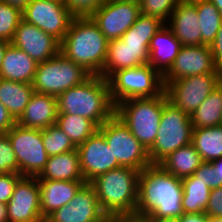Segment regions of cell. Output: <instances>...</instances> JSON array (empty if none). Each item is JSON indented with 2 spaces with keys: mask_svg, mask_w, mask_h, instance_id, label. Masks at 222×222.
Here are the masks:
<instances>
[{
  "mask_svg": "<svg viewBox=\"0 0 222 222\" xmlns=\"http://www.w3.org/2000/svg\"><path fill=\"white\" fill-rule=\"evenodd\" d=\"M103 213L94 188L85 183L67 205L53 211L44 222H91Z\"/></svg>",
  "mask_w": 222,
  "mask_h": 222,
  "instance_id": "cell-19",
  "label": "cell"
},
{
  "mask_svg": "<svg viewBox=\"0 0 222 222\" xmlns=\"http://www.w3.org/2000/svg\"><path fill=\"white\" fill-rule=\"evenodd\" d=\"M57 113L55 96L34 92L16 123L22 127L42 130L56 124Z\"/></svg>",
  "mask_w": 222,
  "mask_h": 222,
  "instance_id": "cell-21",
  "label": "cell"
},
{
  "mask_svg": "<svg viewBox=\"0 0 222 222\" xmlns=\"http://www.w3.org/2000/svg\"><path fill=\"white\" fill-rule=\"evenodd\" d=\"M16 154L18 173L37 177L48 161L41 130L26 128L17 123L6 133Z\"/></svg>",
  "mask_w": 222,
  "mask_h": 222,
  "instance_id": "cell-12",
  "label": "cell"
},
{
  "mask_svg": "<svg viewBox=\"0 0 222 222\" xmlns=\"http://www.w3.org/2000/svg\"><path fill=\"white\" fill-rule=\"evenodd\" d=\"M57 114L80 115L98 128L115 114L108 79L91 75L57 97Z\"/></svg>",
  "mask_w": 222,
  "mask_h": 222,
  "instance_id": "cell-3",
  "label": "cell"
},
{
  "mask_svg": "<svg viewBox=\"0 0 222 222\" xmlns=\"http://www.w3.org/2000/svg\"><path fill=\"white\" fill-rule=\"evenodd\" d=\"M205 214L209 218H222V187L212 188Z\"/></svg>",
  "mask_w": 222,
  "mask_h": 222,
  "instance_id": "cell-40",
  "label": "cell"
},
{
  "mask_svg": "<svg viewBox=\"0 0 222 222\" xmlns=\"http://www.w3.org/2000/svg\"><path fill=\"white\" fill-rule=\"evenodd\" d=\"M183 185L180 178L151 164L139 172L136 217L179 218L182 209Z\"/></svg>",
  "mask_w": 222,
  "mask_h": 222,
  "instance_id": "cell-1",
  "label": "cell"
},
{
  "mask_svg": "<svg viewBox=\"0 0 222 222\" xmlns=\"http://www.w3.org/2000/svg\"><path fill=\"white\" fill-rule=\"evenodd\" d=\"M180 0H141L140 13L156 17L165 24Z\"/></svg>",
  "mask_w": 222,
  "mask_h": 222,
  "instance_id": "cell-35",
  "label": "cell"
},
{
  "mask_svg": "<svg viewBox=\"0 0 222 222\" xmlns=\"http://www.w3.org/2000/svg\"><path fill=\"white\" fill-rule=\"evenodd\" d=\"M2 1L23 11L31 0H2Z\"/></svg>",
  "mask_w": 222,
  "mask_h": 222,
  "instance_id": "cell-45",
  "label": "cell"
},
{
  "mask_svg": "<svg viewBox=\"0 0 222 222\" xmlns=\"http://www.w3.org/2000/svg\"><path fill=\"white\" fill-rule=\"evenodd\" d=\"M0 222H8L6 204L1 202H0Z\"/></svg>",
  "mask_w": 222,
  "mask_h": 222,
  "instance_id": "cell-48",
  "label": "cell"
},
{
  "mask_svg": "<svg viewBox=\"0 0 222 222\" xmlns=\"http://www.w3.org/2000/svg\"><path fill=\"white\" fill-rule=\"evenodd\" d=\"M32 84L0 78V102L17 121L34 93Z\"/></svg>",
  "mask_w": 222,
  "mask_h": 222,
  "instance_id": "cell-26",
  "label": "cell"
},
{
  "mask_svg": "<svg viewBox=\"0 0 222 222\" xmlns=\"http://www.w3.org/2000/svg\"><path fill=\"white\" fill-rule=\"evenodd\" d=\"M191 144L203 162L222 158V125L193 129Z\"/></svg>",
  "mask_w": 222,
  "mask_h": 222,
  "instance_id": "cell-28",
  "label": "cell"
},
{
  "mask_svg": "<svg viewBox=\"0 0 222 222\" xmlns=\"http://www.w3.org/2000/svg\"><path fill=\"white\" fill-rule=\"evenodd\" d=\"M192 130L190 116L167 101L163 105L158 135L148 150L151 164H159L175 150L191 144Z\"/></svg>",
  "mask_w": 222,
  "mask_h": 222,
  "instance_id": "cell-7",
  "label": "cell"
},
{
  "mask_svg": "<svg viewBox=\"0 0 222 222\" xmlns=\"http://www.w3.org/2000/svg\"><path fill=\"white\" fill-rule=\"evenodd\" d=\"M119 1L135 2V3H138V4H140V3H141V0H119Z\"/></svg>",
  "mask_w": 222,
  "mask_h": 222,
  "instance_id": "cell-54",
  "label": "cell"
},
{
  "mask_svg": "<svg viewBox=\"0 0 222 222\" xmlns=\"http://www.w3.org/2000/svg\"><path fill=\"white\" fill-rule=\"evenodd\" d=\"M209 73H222L214 62L210 46H182L172 66L163 75V81Z\"/></svg>",
  "mask_w": 222,
  "mask_h": 222,
  "instance_id": "cell-17",
  "label": "cell"
},
{
  "mask_svg": "<svg viewBox=\"0 0 222 222\" xmlns=\"http://www.w3.org/2000/svg\"><path fill=\"white\" fill-rule=\"evenodd\" d=\"M194 4L201 29V45L210 46L221 26L222 15L210 0H203Z\"/></svg>",
  "mask_w": 222,
  "mask_h": 222,
  "instance_id": "cell-32",
  "label": "cell"
},
{
  "mask_svg": "<svg viewBox=\"0 0 222 222\" xmlns=\"http://www.w3.org/2000/svg\"><path fill=\"white\" fill-rule=\"evenodd\" d=\"M212 164L217 171L218 179L222 182V158L213 160Z\"/></svg>",
  "mask_w": 222,
  "mask_h": 222,
  "instance_id": "cell-46",
  "label": "cell"
},
{
  "mask_svg": "<svg viewBox=\"0 0 222 222\" xmlns=\"http://www.w3.org/2000/svg\"><path fill=\"white\" fill-rule=\"evenodd\" d=\"M202 163L199 153L192 144H189L169 154L159 165L175 177L183 179L193 175Z\"/></svg>",
  "mask_w": 222,
  "mask_h": 222,
  "instance_id": "cell-27",
  "label": "cell"
},
{
  "mask_svg": "<svg viewBox=\"0 0 222 222\" xmlns=\"http://www.w3.org/2000/svg\"><path fill=\"white\" fill-rule=\"evenodd\" d=\"M122 217L113 213H103L96 220L91 222H121Z\"/></svg>",
  "mask_w": 222,
  "mask_h": 222,
  "instance_id": "cell-44",
  "label": "cell"
},
{
  "mask_svg": "<svg viewBox=\"0 0 222 222\" xmlns=\"http://www.w3.org/2000/svg\"><path fill=\"white\" fill-rule=\"evenodd\" d=\"M222 15V0H210Z\"/></svg>",
  "mask_w": 222,
  "mask_h": 222,
  "instance_id": "cell-51",
  "label": "cell"
},
{
  "mask_svg": "<svg viewBox=\"0 0 222 222\" xmlns=\"http://www.w3.org/2000/svg\"><path fill=\"white\" fill-rule=\"evenodd\" d=\"M11 44L25 51L34 61L41 63L60 52V42L37 26L21 20Z\"/></svg>",
  "mask_w": 222,
  "mask_h": 222,
  "instance_id": "cell-18",
  "label": "cell"
},
{
  "mask_svg": "<svg viewBox=\"0 0 222 222\" xmlns=\"http://www.w3.org/2000/svg\"><path fill=\"white\" fill-rule=\"evenodd\" d=\"M55 125L64 131L76 147L98 130L91 120L80 115L57 114Z\"/></svg>",
  "mask_w": 222,
  "mask_h": 222,
  "instance_id": "cell-31",
  "label": "cell"
},
{
  "mask_svg": "<svg viewBox=\"0 0 222 222\" xmlns=\"http://www.w3.org/2000/svg\"><path fill=\"white\" fill-rule=\"evenodd\" d=\"M43 145L48 156H54L75 150L77 147L63 130L56 125L41 130Z\"/></svg>",
  "mask_w": 222,
  "mask_h": 222,
  "instance_id": "cell-33",
  "label": "cell"
},
{
  "mask_svg": "<svg viewBox=\"0 0 222 222\" xmlns=\"http://www.w3.org/2000/svg\"><path fill=\"white\" fill-rule=\"evenodd\" d=\"M98 130L121 166L142 171L151 165L148 151L115 114Z\"/></svg>",
  "mask_w": 222,
  "mask_h": 222,
  "instance_id": "cell-10",
  "label": "cell"
},
{
  "mask_svg": "<svg viewBox=\"0 0 222 222\" xmlns=\"http://www.w3.org/2000/svg\"><path fill=\"white\" fill-rule=\"evenodd\" d=\"M140 4L107 0L92 16L99 30L108 40L119 39L140 15Z\"/></svg>",
  "mask_w": 222,
  "mask_h": 222,
  "instance_id": "cell-14",
  "label": "cell"
},
{
  "mask_svg": "<svg viewBox=\"0 0 222 222\" xmlns=\"http://www.w3.org/2000/svg\"><path fill=\"white\" fill-rule=\"evenodd\" d=\"M108 83L114 105L131 98L161 95L165 90L163 76L149 64L117 70L108 78Z\"/></svg>",
  "mask_w": 222,
  "mask_h": 222,
  "instance_id": "cell-8",
  "label": "cell"
},
{
  "mask_svg": "<svg viewBox=\"0 0 222 222\" xmlns=\"http://www.w3.org/2000/svg\"><path fill=\"white\" fill-rule=\"evenodd\" d=\"M183 185L182 209L184 213H205L210 188L194 175L181 179Z\"/></svg>",
  "mask_w": 222,
  "mask_h": 222,
  "instance_id": "cell-30",
  "label": "cell"
},
{
  "mask_svg": "<svg viewBox=\"0 0 222 222\" xmlns=\"http://www.w3.org/2000/svg\"><path fill=\"white\" fill-rule=\"evenodd\" d=\"M167 22L166 25L182 46L201 45V29L195 4L180 1Z\"/></svg>",
  "mask_w": 222,
  "mask_h": 222,
  "instance_id": "cell-20",
  "label": "cell"
},
{
  "mask_svg": "<svg viewBox=\"0 0 222 222\" xmlns=\"http://www.w3.org/2000/svg\"><path fill=\"white\" fill-rule=\"evenodd\" d=\"M164 25L156 17L140 14L121 38L108 41L107 57L100 76L108 79L117 70L147 65L150 40Z\"/></svg>",
  "mask_w": 222,
  "mask_h": 222,
  "instance_id": "cell-2",
  "label": "cell"
},
{
  "mask_svg": "<svg viewBox=\"0 0 222 222\" xmlns=\"http://www.w3.org/2000/svg\"><path fill=\"white\" fill-rule=\"evenodd\" d=\"M53 1H57V2H63L64 0H53Z\"/></svg>",
  "mask_w": 222,
  "mask_h": 222,
  "instance_id": "cell-55",
  "label": "cell"
},
{
  "mask_svg": "<svg viewBox=\"0 0 222 222\" xmlns=\"http://www.w3.org/2000/svg\"><path fill=\"white\" fill-rule=\"evenodd\" d=\"M0 173H18L16 154L7 134H0Z\"/></svg>",
  "mask_w": 222,
  "mask_h": 222,
  "instance_id": "cell-36",
  "label": "cell"
},
{
  "mask_svg": "<svg viewBox=\"0 0 222 222\" xmlns=\"http://www.w3.org/2000/svg\"><path fill=\"white\" fill-rule=\"evenodd\" d=\"M84 181L89 183L98 175L120 167L104 135L97 130L76 148Z\"/></svg>",
  "mask_w": 222,
  "mask_h": 222,
  "instance_id": "cell-16",
  "label": "cell"
},
{
  "mask_svg": "<svg viewBox=\"0 0 222 222\" xmlns=\"http://www.w3.org/2000/svg\"><path fill=\"white\" fill-rule=\"evenodd\" d=\"M15 124L16 121L0 102V134H6Z\"/></svg>",
  "mask_w": 222,
  "mask_h": 222,
  "instance_id": "cell-42",
  "label": "cell"
},
{
  "mask_svg": "<svg viewBox=\"0 0 222 222\" xmlns=\"http://www.w3.org/2000/svg\"><path fill=\"white\" fill-rule=\"evenodd\" d=\"M22 176L19 173H0V202L7 204L14 187Z\"/></svg>",
  "mask_w": 222,
  "mask_h": 222,
  "instance_id": "cell-39",
  "label": "cell"
},
{
  "mask_svg": "<svg viewBox=\"0 0 222 222\" xmlns=\"http://www.w3.org/2000/svg\"><path fill=\"white\" fill-rule=\"evenodd\" d=\"M180 1H182V2H184V3H196V2H200V1H203V0H180Z\"/></svg>",
  "mask_w": 222,
  "mask_h": 222,
  "instance_id": "cell-52",
  "label": "cell"
},
{
  "mask_svg": "<svg viewBox=\"0 0 222 222\" xmlns=\"http://www.w3.org/2000/svg\"><path fill=\"white\" fill-rule=\"evenodd\" d=\"M10 44V42L0 39V68L5 55V51Z\"/></svg>",
  "mask_w": 222,
  "mask_h": 222,
  "instance_id": "cell-47",
  "label": "cell"
},
{
  "mask_svg": "<svg viewBox=\"0 0 222 222\" xmlns=\"http://www.w3.org/2000/svg\"><path fill=\"white\" fill-rule=\"evenodd\" d=\"M107 0H64V6L74 17H91Z\"/></svg>",
  "mask_w": 222,
  "mask_h": 222,
  "instance_id": "cell-37",
  "label": "cell"
},
{
  "mask_svg": "<svg viewBox=\"0 0 222 222\" xmlns=\"http://www.w3.org/2000/svg\"><path fill=\"white\" fill-rule=\"evenodd\" d=\"M193 129L222 125V83L190 115Z\"/></svg>",
  "mask_w": 222,
  "mask_h": 222,
  "instance_id": "cell-29",
  "label": "cell"
},
{
  "mask_svg": "<svg viewBox=\"0 0 222 222\" xmlns=\"http://www.w3.org/2000/svg\"><path fill=\"white\" fill-rule=\"evenodd\" d=\"M178 219L179 222H209L205 213H184Z\"/></svg>",
  "mask_w": 222,
  "mask_h": 222,
  "instance_id": "cell-43",
  "label": "cell"
},
{
  "mask_svg": "<svg viewBox=\"0 0 222 222\" xmlns=\"http://www.w3.org/2000/svg\"><path fill=\"white\" fill-rule=\"evenodd\" d=\"M90 76L81 65L59 52L53 58L38 63L32 85L35 92L57 97Z\"/></svg>",
  "mask_w": 222,
  "mask_h": 222,
  "instance_id": "cell-9",
  "label": "cell"
},
{
  "mask_svg": "<svg viewBox=\"0 0 222 222\" xmlns=\"http://www.w3.org/2000/svg\"><path fill=\"white\" fill-rule=\"evenodd\" d=\"M8 222H44L37 177L22 176L6 204Z\"/></svg>",
  "mask_w": 222,
  "mask_h": 222,
  "instance_id": "cell-15",
  "label": "cell"
},
{
  "mask_svg": "<svg viewBox=\"0 0 222 222\" xmlns=\"http://www.w3.org/2000/svg\"><path fill=\"white\" fill-rule=\"evenodd\" d=\"M38 180L84 181L78 150L50 156Z\"/></svg>",
  "mask_w": 222,
  "mask_h": 222,
  "instance_id": "cell-25",
  "label": "cell"
},
{
  "mask_svg": "<svg viewBox=\"0 0 222 222\" xmlns=\"http://www.w3.org/2000/svg\"><path fill=\"white\" fill-rule=\"evenodd\" d=\"M181 48V42L165 24L150 40L148 64L163 76L172 66Z\"/></svg>",
  "mask_w": 222,
  "mask_h": 222,
  "instance_id": "cell-23",
  "label": "cell"
},
{
  "mask_svg": "<svg viewBox=\"0 0 222 222\" xmlns=\"http://www.w3.org/2000/svg\"><path fill=\"white\" fill-rule=\"evenodd\" d=\"M22 19L37 26L61 42L69 30L74 16L63 2L31 0L22 11Z\"/></svg>",
  "mask_w": 222,
  "mask_h": 222,
  "instance_id": "cell-13",
  "label": "cell"
},
{
  "mask_svg": "<svg viewBox=\"0 0 222 222\" xmlns=\"http://www.w3.org/2000/svg\"><path fill=\"white\" fill-rule=\"evenodd\" d=\"M163 83L168 101L190 116L222 83V73L199 74Z\"/></svg>",
  "mask_w": 222,
  "mask_h": 222,
  "instance_id": "cell-11",
  "label": "cell"
},
{
  "mask_svg": "<svg viewBox=\"0 0 222 222\" xmlns=\"http://www.w3.org/2000/svg\"><path fill=\"white\" fill-rule=\"evenodd\" d=\"M210 48L215 64L222 70V23Z\"/></svg>",
  "mask_w": 222,
  "mask_h": 222,
  "instance_id": "cell-41",
  "label": "cell"
},
{
  "mask_svg": "<svg viewBox=\"0 0 222 222\" xmlns=\"http://www.w3.org/2000/svg\"><path fill=\"white\" fill-rule=\"evenodd\" d=\"M166 92L154 97L131 98L115 105V115L148 151L158 135Z\"/></svg>",
  "mask_w": 222,
  "mask_h": 222,
  "instance_id": "cell-6",
  "label": "cell"
},
{
  "mask_svg": "<svg viewBox=\"0 0 222 222\" xmlns=\"http://www.w3.org/2000/svg\"><path fill=\"white\" fill-rule=\"evenodd\" d=\"M148 222H179L178 218H145Z\"/></svg>",
  "mask_w": 222,
  "mask_h": 222,
  "instance_id": "cell-49",
  "label": "cell"
},
{
  "mask_svg": "<svg viewBox=\"0 0 222 222\" xmlns=\"http://www.w3.org/2000/svg\"><path fill=\"white\" fill-rule=\"evenodd\" d=\"M108 41L91 17H74L60 42V53L91 75H100L104 70Z\"/></svg>",
  "mask_w": 222,
  "mask_h": 222,
  "instance_id": "cell-4",
  "label": "cell"
},
{
  "mask_svg": "<svg viewBox=\"0 0 222 222\" xmlns=\"http://www.w3.org/2000/svg\"><path fill=\"white\" fill-rule=\"evenodd\" d=\"M38 63L25 51L10 44L0 68V78L10 81L32 84Z\"/></svg>",
  "mask_w": 222,
  "mask_h": 222,
  "instance_id": "cell-24",
  "label": "cell"
},
{
  "mask_svg": "<svg viewBox=\"0 0 222 222\" xmlns=\"http://www.w3.org/2000/svg\"><path fill=\"white\" fill-rule=\"evenodd\" d=\"M121 222H148V221L143 217L129 216V217H122Z\"/></svg>",
  "mask_w": 222,
  "mask_h": 222,
  "instance_id": "cell-50",
  "label": "cell"
},
{
  "mask_svg": "<svg viewBox=\"0 0 222 222\" xmlns=\"http://www.w3.org/2000/svg\"><path fill=\"white\" fill-rule=\"evenodd\" d=\"M193 175L210 189L222 187V182L218 179L217 171L212 162H203Z\"/></svg>",
  "mask_w": 222,
  "mask_h": 222,
  "instance_id": "cell-38",
  "label": "cell"
},
{
  "mask_svg": "<svg viewBox=\"0 0 222 222\" xmlns=\"http://www.w3.org/2000/svg\"><path fill=\"white\" fill-rule=\"evenodd\" d=\"M22 16L20 9L0 0V39L11 43Z\"/></svg>",
  "mask_w": 222,
  "mask_h": 222,
  "instance_id": "cell-34",
  "label": "cell"
},
{
  "mask_svg": "<svg viewBox=\"0 0 222 222\" xmlns=\"http://www.w3.org/2000/svg\"><path fill=\"white\" fill-rule=\"evenodd\" d=\"M40 209L43 219L63 205H67L85 181L38 180Z\"/></svg>",
  "mask_w": 222,
  "mask_h": 222,
  "instance_id": "cell-22",
  "label": "cell"
},
{
  "mask_svg": "<svg viewBox=\"0 0 222 222\" xmlns=\"http://www.w3.org/2000/svg\"><path fill=\"white\" fill-rule=\"evenodd\" d=\"M209 222H222V218H209Z\"/></svg>",
  "mask_w": 222,
  "mask_h": 222,
  "instance_id": "cell-53",
  "label": "cell"
},
{
  "mask_svg": "<svg viewBox=\"0 0 222 222\" xmlns=\"http://www.w3.org/2000/svg\"><path fill=\"white\" fill-rule=\"evenodd\" d=\"M139 172L131 167L120 166L98 175L89 182L104 213H113L121 217L135 216Z\"/></svg>",
  "mask_w": 222,
  "mask_h": 222,
  "instance_id": "cell-5",
  "label": "cell"
}]
</instances>
